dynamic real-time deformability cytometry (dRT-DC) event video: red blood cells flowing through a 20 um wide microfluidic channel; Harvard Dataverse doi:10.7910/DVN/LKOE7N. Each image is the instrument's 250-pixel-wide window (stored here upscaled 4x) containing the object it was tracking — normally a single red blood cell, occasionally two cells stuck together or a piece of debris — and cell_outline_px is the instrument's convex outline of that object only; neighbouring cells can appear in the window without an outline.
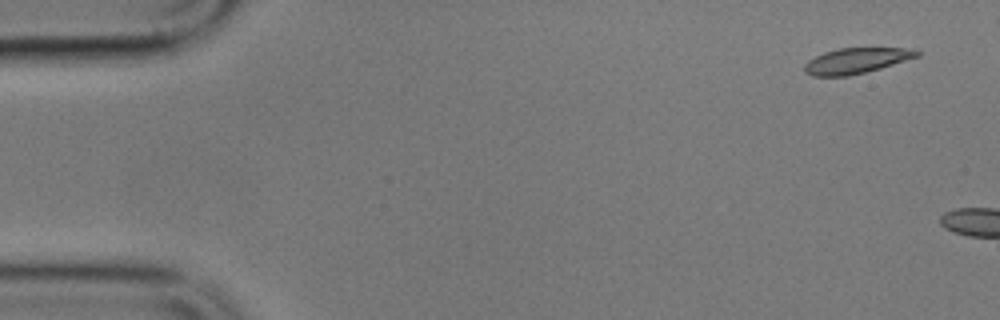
{"species": "common noctule bat (a hibernating species)", "species_latin": "Nyctalus noctula", "temperature_condition": "cold", "stored_images_in_passage": 3, "camera_frame_rate_fps": 3000, "um_per_image_px": 0.085, "animal": {"sex": "male", "body_mass_g": 17.9}, "frame": {"image": 1, "passage_image": 1, "time_ms": 0.0, "image_size_px": [1000, 320], "cell_outline_px": [[920, 56], [880, 68], [848, 76], [812, 76], [804, 72], [804, 64], [808, 60], [824, 52], [840, 48], [916, 48], [920, 52]], "centroid_in_image_um": [72.79, 5.15], "position_along_channel_um": 12.2, "area_um2": 16.76}}